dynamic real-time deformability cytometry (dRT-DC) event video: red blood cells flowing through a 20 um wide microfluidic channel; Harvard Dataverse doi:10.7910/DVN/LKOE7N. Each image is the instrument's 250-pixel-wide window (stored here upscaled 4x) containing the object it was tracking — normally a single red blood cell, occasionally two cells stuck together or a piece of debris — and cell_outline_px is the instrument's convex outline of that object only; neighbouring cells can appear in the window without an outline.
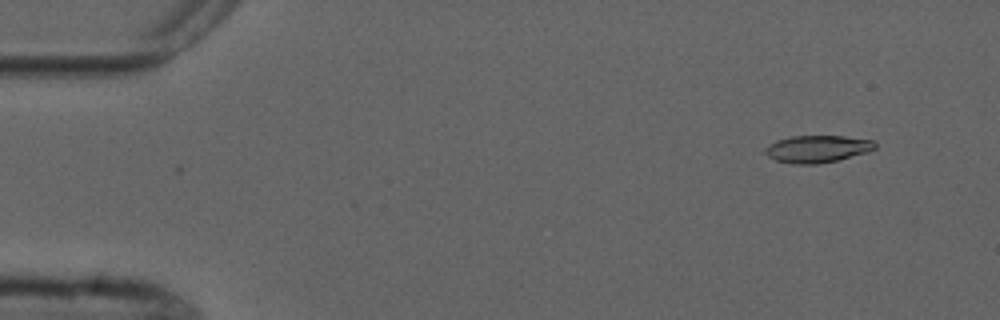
{"species": "common noctule bat (a hibernating species)", "species_latin": "Nyctalus noctula", "temperature_condition": "cold", "stored_images_in_passage": 2, "camera_frame_rate_fps": 3000, "um_per_image_px": 0.085, "animal": {"sex": "male", "forearm_length_mm": 52.5}, "frame": {"image": 1, "passage_image": 2, "time_ms": 1.0, "image_size_px": [1000, 320], "cell_outline_px": [[876, 148], [868, 152], [836, 160], [816, 164], [796, 164], [776, 160], [768, 156], [764, 152], [764, 148], [768, 144], [776, 140], [792, 136], [844, 136], [872, 140], [876, 144]], "centroid_in_image_um": [69.45, 12.65], "position_along_channel_um": 15.6, "area_um2": 17.34}}